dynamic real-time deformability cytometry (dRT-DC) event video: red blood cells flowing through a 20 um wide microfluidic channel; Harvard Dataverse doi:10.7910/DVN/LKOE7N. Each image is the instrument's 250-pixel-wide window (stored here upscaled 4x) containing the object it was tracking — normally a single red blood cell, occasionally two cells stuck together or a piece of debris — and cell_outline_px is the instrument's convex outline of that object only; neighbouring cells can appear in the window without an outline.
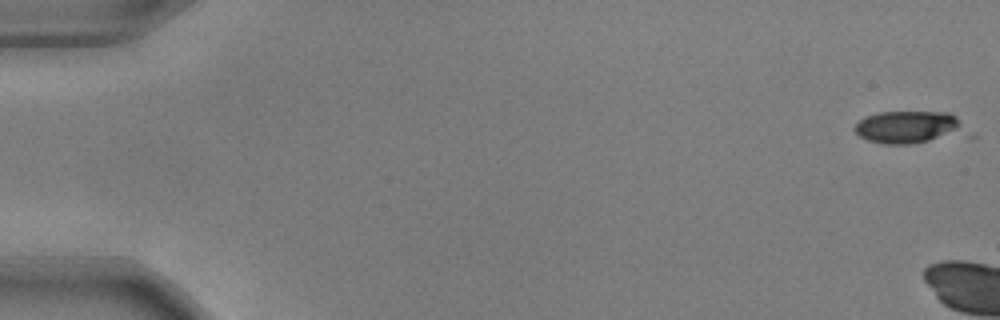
{"species": "common noctule bat (a hibernating species)", "species_latin": "Nyctalus noctula", "temperature_condition": "warm", "stored_images_in_passage": 6, "camera_frame_rate_fps": 3000, "um_per_image_px": 0.085, "animal": {"sex": "male", "body_mass_g": 17.9, "forearm_length_mm": 54.2}, "frame": {"image": 1, "passage_image": 1, "time_ms": 0.0, "image_size_px": [1000, 320], "cell_outline_px": [[976, 136], [972, 140], [912, 144], [884, 144], [868, 140], [860, 136], [852, 128], [864, 116], [880, 112], [948, 112], [956, 116], [976, 132]], "centroid_in_image_um": [77.64, 10.88], "position_along_channel_um": 7.4, "area_um2": 23.41}}